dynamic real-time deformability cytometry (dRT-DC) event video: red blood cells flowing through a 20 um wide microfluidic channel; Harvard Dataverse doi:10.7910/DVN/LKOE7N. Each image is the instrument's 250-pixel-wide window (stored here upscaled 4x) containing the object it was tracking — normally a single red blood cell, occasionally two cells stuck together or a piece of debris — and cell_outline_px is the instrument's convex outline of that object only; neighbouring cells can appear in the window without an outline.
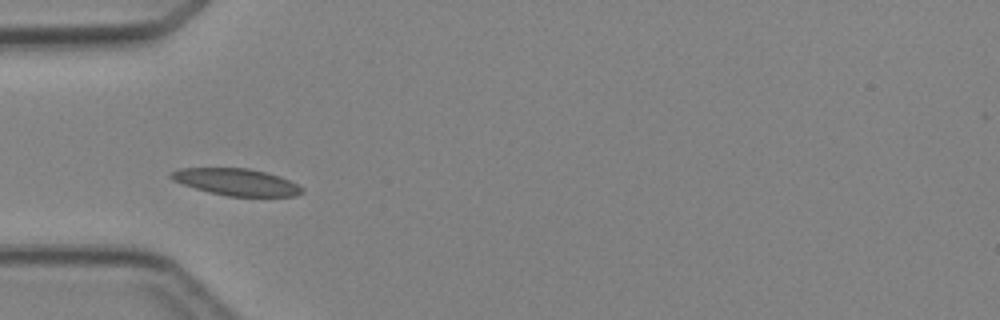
{"species": "Egyptian fruit bat (a non-hibernating species)", "species_latin": "Rousettus aegyptiacus", "temperature_condition": "cold", "stored_images_in_passage": 4, "camera_frame_rate_fps": 3000, "um_per_image_px": 0.085, "animal": {"sex": "female"}, "frame": {"image": 1, "passage_image": 3, "time_ms": 2.333, "image_size_px": [1000, 320], "cell_outline_px": [[304, 192], [296, 196], [228, 196], [208, 192], [172, 180], [168, 176], [168, 172], [180, 168], [248, 168], [268, 172], [280, 176], [304, 188]], "centroid_in_image_um": [20.08, 15.46], "position_along_channel_um": 64.9, "area_um2": 20.58}}
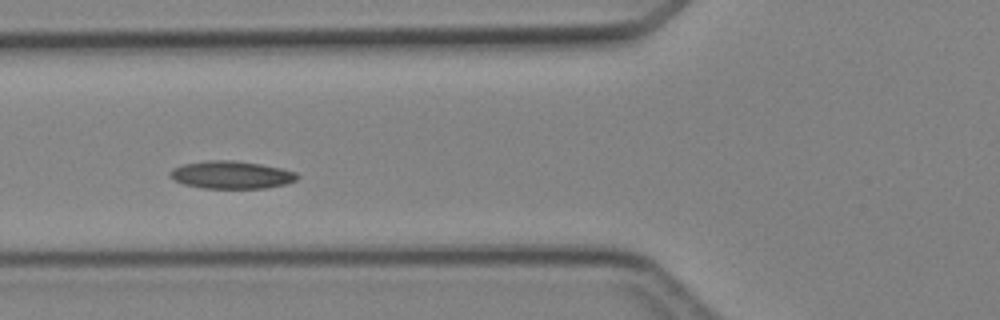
{"frame": {"image": 2, "passage_image": 4, "time_ms": 3.333, "image_size_px": [1000, 320], "cell_outline_px": [[300, 176], [296, 180], [284, 184], [264, 188], [204, 188], [184, 184], [172, 180], [168, 176], [168, 172], [172, 168], [184, 164], [204, 160], [232, 160], [260, 164], [280, 168], [296, 172]], "centroid_in_image_um": [19.61, 14.86], "position_along_channel_um": 106.2, "area_um2": 20.58}}